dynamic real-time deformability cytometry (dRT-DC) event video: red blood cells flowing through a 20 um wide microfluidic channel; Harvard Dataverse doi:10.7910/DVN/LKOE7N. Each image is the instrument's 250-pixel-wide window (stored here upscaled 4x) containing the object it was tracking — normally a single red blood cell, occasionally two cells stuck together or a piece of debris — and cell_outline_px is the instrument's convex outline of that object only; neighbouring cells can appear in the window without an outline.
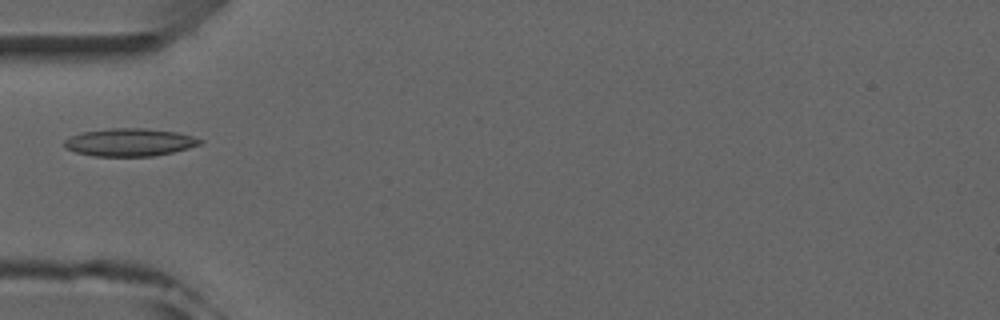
{"species": "common noctule bat (a hibernating species)", "species_latin": "Nyctalus noctula", "temperature_condition": "room temperature", "stored_images_in_passage": 6, "camera_frame_rate_fps": 3000, "um_per_image_px": 0.085, "animal": {"sex": "male", "forearm_length_mm": 52.5}, "frame": {"image": 1, "passage_image": 6, "time_ms": 5.333, "image_size_px": [1000, 320], "cell_outline_px": [[204, 140], [200, 144], [188, 148], [172, 152], [152, 156], [92, 156], [76, 152], [64, 148], [64, 140], [72, 136], [84, 132], [112, 128], [144, 128], [176, 132], [192, 136]], "centroid_in_image_um": [11.01, 12.1], "position_along_channel_um": 74.0, "area_um2": 21.79}}